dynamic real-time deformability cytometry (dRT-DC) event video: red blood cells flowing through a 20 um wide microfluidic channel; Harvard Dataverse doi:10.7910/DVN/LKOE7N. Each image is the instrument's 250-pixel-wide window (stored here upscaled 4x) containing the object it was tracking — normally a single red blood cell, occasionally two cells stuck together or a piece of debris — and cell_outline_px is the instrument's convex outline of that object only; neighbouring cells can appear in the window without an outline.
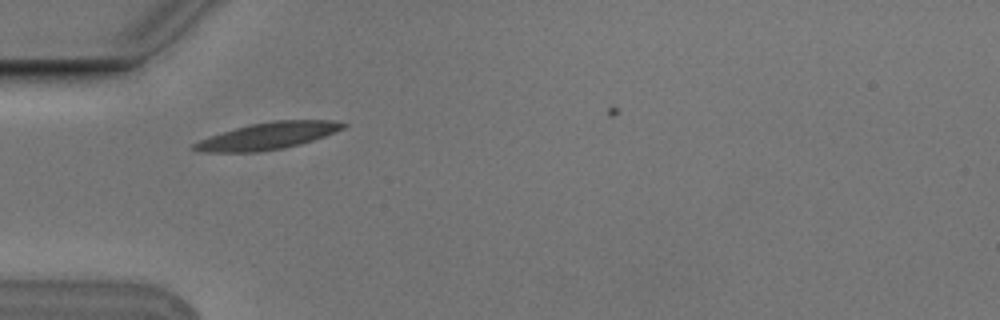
{"species": "Egyptian fruit bat (a non-hibernating species)", "species_latin": "Rousettus aegyptiacus", "temperature_condition": "cold", "stored_images_in_passage": 6, "camera_frame_rate_fps": 3000, "um_per_image_px": 0.085, "animal": {"sex": "male"}, "frame": {"image": 1, "passage_image": 1, "time_ms": 0.0, "image_size_px": [1000, 320], "cell_outline_px": [[348, 124], [344, 128], [324, 136], [300, 144], [284, 148], [256, 152], [196, 152], [188, 148], [192, 144], [200, 140], [236, 128], [252, 124], [276, 120], [332, 120]], "centroid_in_image_um": [22.74, 11.56], "position_along_channel_um": 62.3, "area_um2": 23.12}}
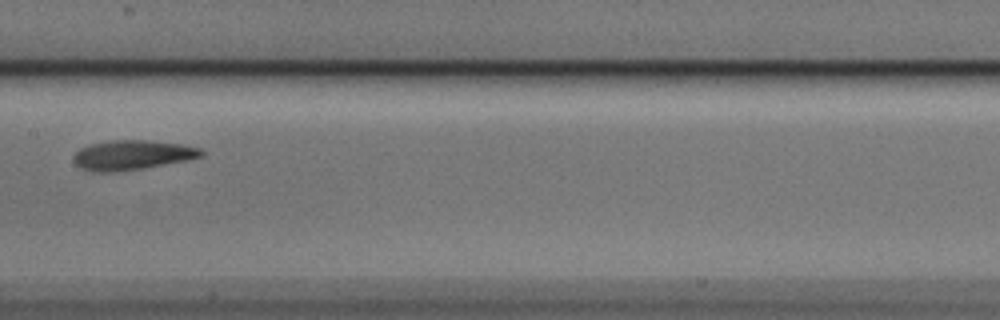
{"frame": {"image": 2, "passage_image": 4, "time_ms": 1.0, "image_size_px": [1000, 320], "cell_outline_px": [[204, 156], [188, 160], [144, 168], [112, 172], [92, 172], [80, 168], [72, 160], [72, 156], [80, 148], [88, 144], [112, 140], [148, 140], [180, 144], [200, 148], [204, 152]], "centroid_in_image_um": [11.21, 13.18], "position_along_channel_um": 196.2, "area_um2": 22.25}}
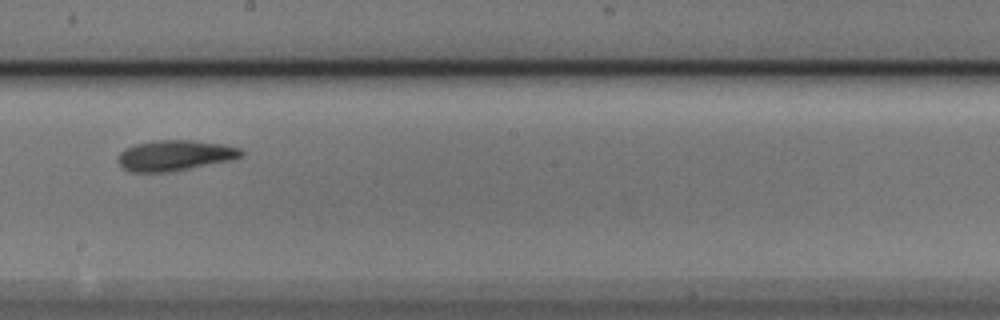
{"frame": {"image": 3, "passage_image": 5, "time_ms": 1.333, "image_size_px": [1000, 320], "cell_outline_px": [[244, 156], [236, 160], [172, 172], [128, 172], [116, 160], [116, 156], [124, 148], [136, 144], [152, 140], [192, 140], [224, 144], [240, 148], [244, 152]], "centroid_in_image_um": [14.9, 13.22], "position_along_channel_um": 233.3, "area_um2": 22.6}}